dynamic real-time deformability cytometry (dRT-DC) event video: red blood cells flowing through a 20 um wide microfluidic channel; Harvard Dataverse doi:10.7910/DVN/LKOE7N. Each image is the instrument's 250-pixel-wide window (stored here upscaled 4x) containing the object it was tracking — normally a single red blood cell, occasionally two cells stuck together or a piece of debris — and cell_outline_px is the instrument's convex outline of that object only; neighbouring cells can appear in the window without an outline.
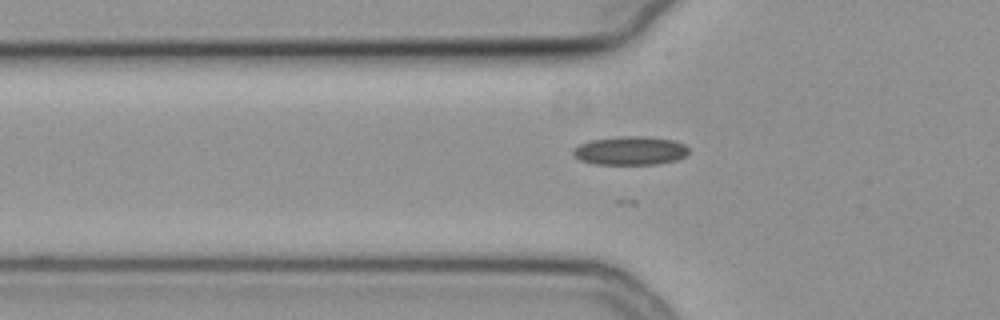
{"species": "common noctule bat (a hibernating species)", "species_latin": "Nyctalus noctula", "temperature_condition": "cold", "stored_images_in_passage": 31, "camera_frame_rate_fps": 3000, "um_per_image_px": 0.085, "animal": {"sex": "female", "body_mass_g": 19.3, "forearm_length_mm": 54.1}, "frame": {"image": 1, "passage_image": 5, "time_ms": 1.333, "image_size_px": [1000, 320], "cell_outline_px": [[688, 152], [684, 156], [676, 160], [656, 164], [596, 164], [580, 160], [572, 156], [572, 148], [580, 144], [592, 140], [620, 136], [644, 136], [672, 140], [684, 144], [688, 148]], "centroid_in_image_um": [53.53, 12.81], "position_along_channel_um": 72.3, "area_um2": 19.25}}
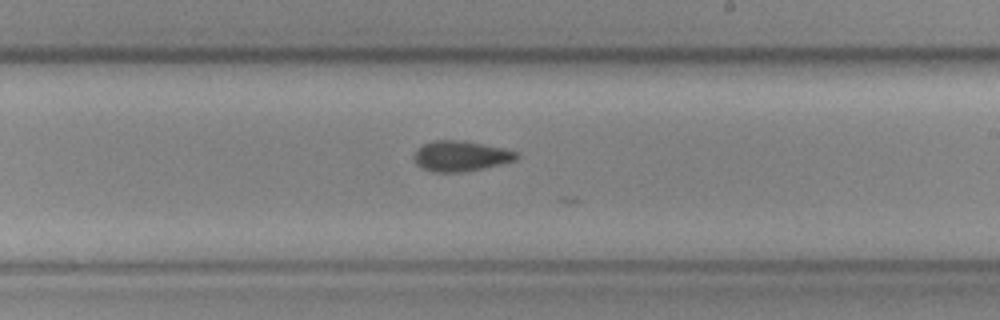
{"frame": {"image": 2, "passage_image": 19, "time_ms": 6.0, "image_size_px": [1000, 320], "cell_outline_px": [[520, 156], [516, 160], [484, 168], [464, 172], [432, 172], [420, 168], [416, 164], [412, 156], [416, 148], [424, 144], [436, 140], [464, 140], [500, 148], [516, 152]], "centroid_in_image_um": [39.09, 13.27], "position_along_channel_um": 249.9, "area_um2": 18.26}}
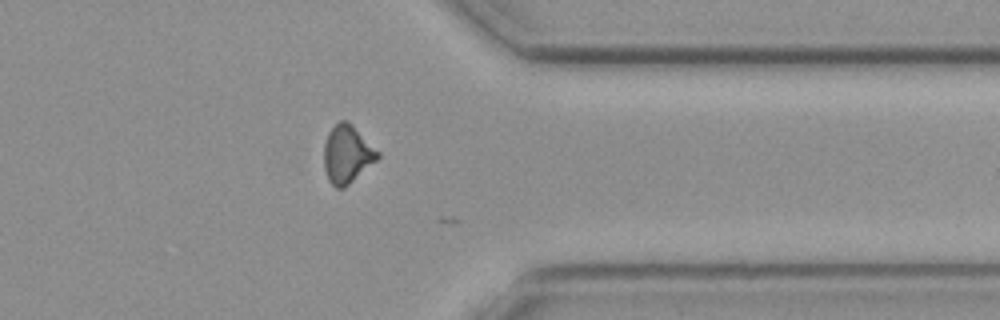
{"frame": {"image": 3, "passage_image": 30, "time_ms": 9.667, "image_size_px": [1000, 320], "cell_outline_px": [[380, 156], [376, 160], [344, 188], [336, 188], [328, 180], [324, 168], [324, 144], [328, 132], [340, 120], [348, 120], [380, 152]], "centroid_in_image_um": [29.49, 13.09], "position_along_channel_um": 381.9, "area_um2": 18.03}, "authors_computed_cell_mechanics": {"area_um2": 17.8024, "velocity_mm_per_s": 3.8043, "shape_relaxation_time_tau1_ms": null, "shape_relaxation_time_tau2_ms": 2.9292, "deformation_change_tau1": null, "deformation_change_tau2": 0.0826}}